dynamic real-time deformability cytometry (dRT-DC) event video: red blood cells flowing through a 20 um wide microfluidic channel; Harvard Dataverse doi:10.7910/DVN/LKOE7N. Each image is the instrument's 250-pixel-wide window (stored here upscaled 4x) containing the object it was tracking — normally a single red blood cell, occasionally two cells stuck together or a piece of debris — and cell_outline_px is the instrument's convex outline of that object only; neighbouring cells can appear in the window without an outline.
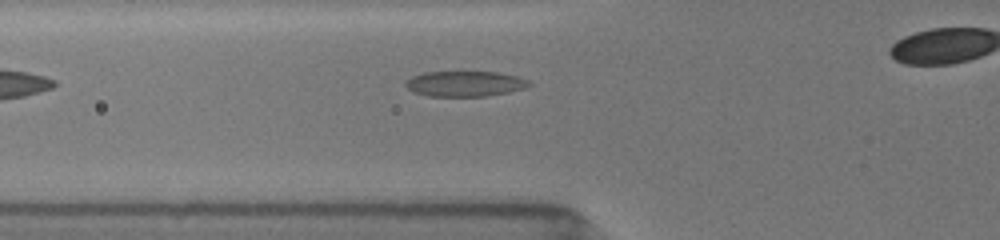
{"species": "common noctule bat (a hibernating species)", "species_latin": "Nyctalus noctula", "temperature_condition": "room temperature", "stored_images_in_passage": 31, "camera_frame_rate_fps": 3000, "um_per_image_px": 0.085, "animal": {"sex": "female", "body_mass_g": 19.5, "forearm_length_mm": 54.1}, "frame": {"image": 1, "passage_image": 4, "time_ms": 1.0, "image_size_px": [1000, 240], "cell_outline_px": [[532, 84], [524, 88], [508, 92], [484, 96], [428, 96], [412, 92], [404, 84], [404, 80], [412, 76], [424, 72], [496, 72], [516, 76], [528, 80]], "centroid_in_image_um": [39.46, 7.12], "position_along_channel_um": 86.3, "area_um2": 18.26}}
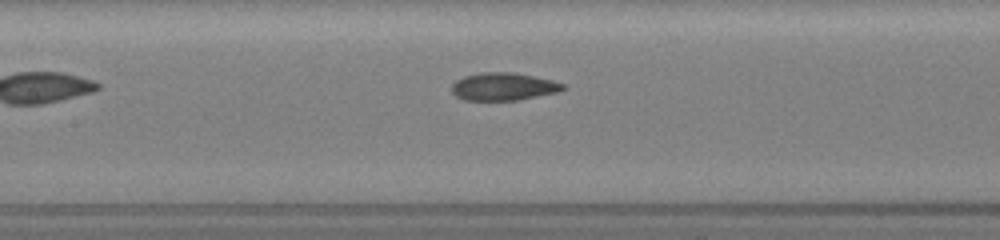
{"frame": {"image": 2, "passage_image": 10, "time_ms": 3.0, "image_size_px": [1000, 240], "cell_outline_px": [[568, 88], [556, 92], [520, 100], [464, 100], [456, 96], [452, 92], [452, 84], [456, 80], [464, 76], [480, 72], [516, 72], [552, 80], [564, 84]], "centroid_in_image_um": [42.8, 7.35], "position_along_channel_um": 164.6, "area_um2": 18.09}}
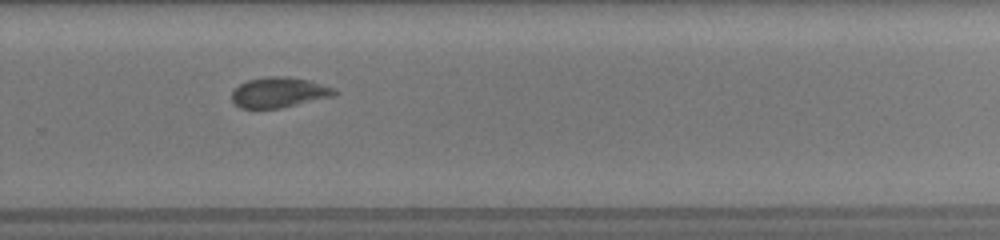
{"frame": {"image": 3, "passage_image": 21, "time_ms": 6.667, "image_size_px": [1000, 240], "cell_outline_px": [[340, 92], [336, 96], [280, 108], [240, 108], [232, 100], [232, 92], [240, 84], [248, 80], [268, 76], [288, 76], [308, 80], [336, 88]], "centroid_in_image_um": [23.78, 7.85], "position_along_channel_um": 306.0, "area_um2": 18.26}}